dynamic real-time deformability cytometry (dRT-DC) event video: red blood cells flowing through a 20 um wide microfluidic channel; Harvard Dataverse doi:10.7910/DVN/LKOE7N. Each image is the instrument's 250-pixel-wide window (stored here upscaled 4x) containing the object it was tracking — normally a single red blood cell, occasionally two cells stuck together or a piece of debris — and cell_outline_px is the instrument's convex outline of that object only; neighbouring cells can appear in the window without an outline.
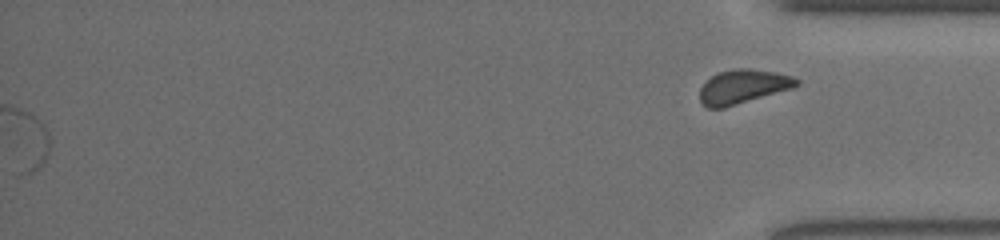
{"species": "common noctule bat (a hibernating species)", "species_latin": "Nyctalus noctula", "temperature_condition": "room temperature", "stored_images_in_passage": 45, "segment_of_instrument_passage": [2, 2], "camera_frame_rate_fps": 3000, "um_per_image_px": 0.085, "animal": {"sex": "female", "body_mass_g": 19.5, "forearm_length_mm": 54.1}, "frame": {"image": 1, "passage_image": 45, "time_ms": 14.667, "image_size_px": [1000, 240], "cell_outline_px": [[800, 84], [792, 88], [724, 108], [708, 108], [700, 100], [700, 88], [712, 76], [720, 72], [736, 68], [748, 68], [776, 72], [792, 76], [800, 80]], "centroid_in_image_um": [63.18, 7.36], "position_along_channel_um": 372.0, "area_um2": 19.02}}